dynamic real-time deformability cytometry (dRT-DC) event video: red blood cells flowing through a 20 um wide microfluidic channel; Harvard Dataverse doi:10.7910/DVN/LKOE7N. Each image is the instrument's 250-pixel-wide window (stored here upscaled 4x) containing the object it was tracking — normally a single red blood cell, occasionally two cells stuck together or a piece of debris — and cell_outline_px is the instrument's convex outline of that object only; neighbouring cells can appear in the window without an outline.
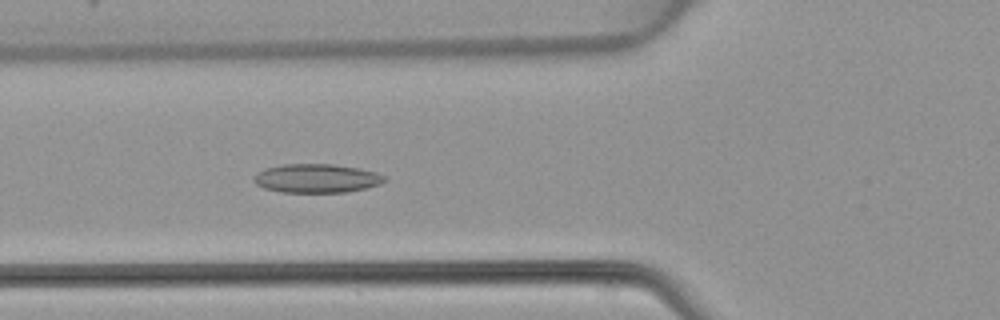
{"species": "common noctule bat (a hibernating species)", "species_latin": "Nyctalus noctula", "temperature_condition": "warm", "stored_images_in_passage": 34, "camera_frame_rate_fps": 3000, "um_per_image_px": 0.085, "animal": {"sex": "female", "body_mass_g": 22.7, "forearm_length_mm": 54.2}, "frame": {"image": 1, "passage_image": 4, "time_ms": 1.0, "image_size_px": [1000, 320], "cell_outline_px": [[388, 180], [380, 184], [348, 192], [280, 192], [264, 188], [256, 184], [252, 180], [252, 176], [256, 172], [264, 168], [284, 164], [332, 164], [360, 168], [376, 172], [388, 176]], "centroid_in_image_um": [26.91, 15.15], "position_along_channel_um": 98.9, "area_um2": 22.25}}
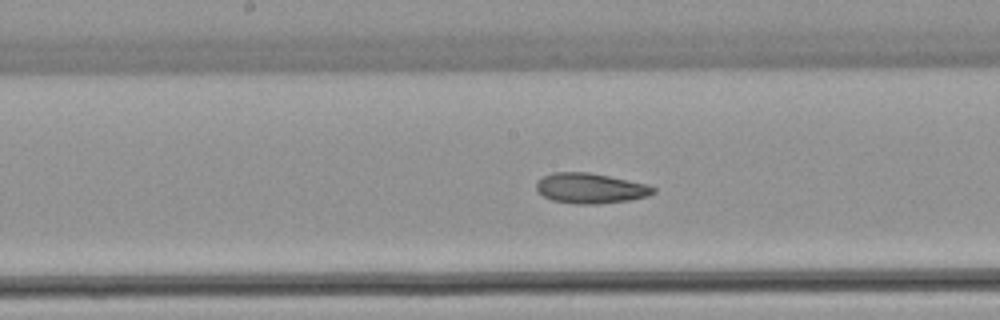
{"frame": {"image": 2, "passage_image": 11, "time_ms": 3.333, "image_size_px": [1000, 320], "cell_outline_px": [[656, 192], [648, 196], [628, 200], [600, 204], [576, 204], [552, 200], [536, 192], [536, 184], [544, 176], [552, 172], [588, 172], [648, 184], [656, 188]], "centroid_in_image_um": [50.19, 16.01], "position_along_channel_um": 198.0, "area_um2": 20.63}}
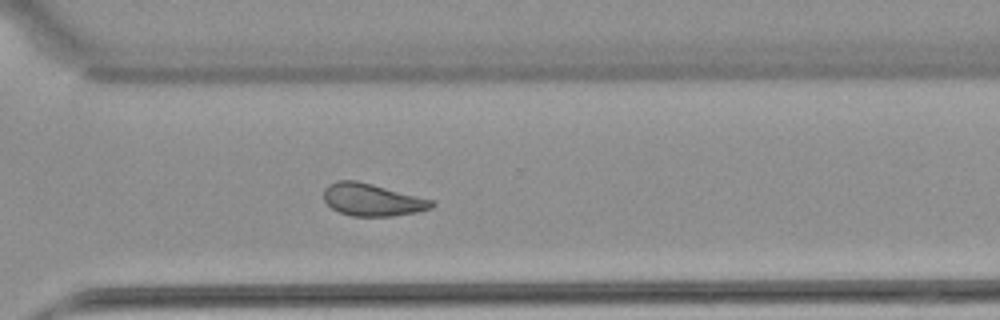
{"frame": {"image": 3, "passage_image": 21, "time_ms": 6.667, "image_size_px": [1000, 320], "cell_outline_px": [[436, 204], [432, 208], [416, 212], [392, 216], [352, 216], [340, 212], [332, 208], [324, 200], [324, 188], [328, 184], [336, 180], [356, 180], [436, 200]], "centroid_in_image_um": [31.67, 16.97], "position_along_channel_um": 338.9, "area_um2": 20.52}}